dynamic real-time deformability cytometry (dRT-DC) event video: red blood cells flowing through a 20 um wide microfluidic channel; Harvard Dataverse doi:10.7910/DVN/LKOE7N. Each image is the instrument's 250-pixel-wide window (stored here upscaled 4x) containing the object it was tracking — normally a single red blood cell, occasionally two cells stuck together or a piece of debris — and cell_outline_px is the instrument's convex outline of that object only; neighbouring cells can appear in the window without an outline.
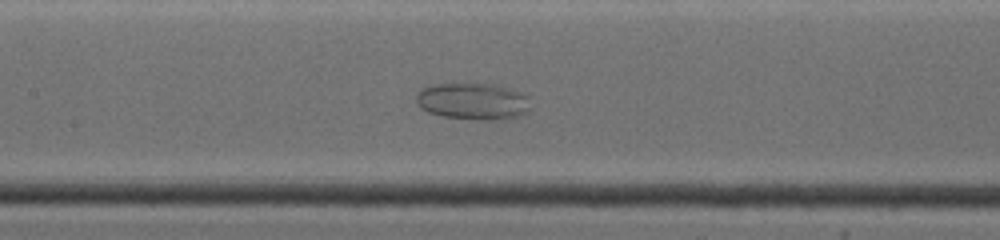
{"species": "common noctule bat (a hibernating species)", "species_latin": "Nyctalus noctula", "temperature_condition": "warm", "stored_images_in_passage": 17, "camera_frame_rate_fps": 4500, "um_per_image_px": 0.085, "animal": {"sex": "female", "body_mass_g": 19.0, "forearm_length_mm": 53.3}, "frame": {"image": 1, "passage_image": 10, "time_ms": 4.889, "image_size_px": [1000, 240], "cell_outline_px": [[528, 112], [520, 116], [500, 120], [480, 120], [444, 116], [428, 112], [420, 108], [416, 104], [416, 96], [420, 88], [432, 84], [464, 80], [496, 84], [524, 92], [528, 96]], "centroid_in_image_um": [40.18, 8.55], "position_along_channel_um": 167.2, "area_um2": 25.72}}
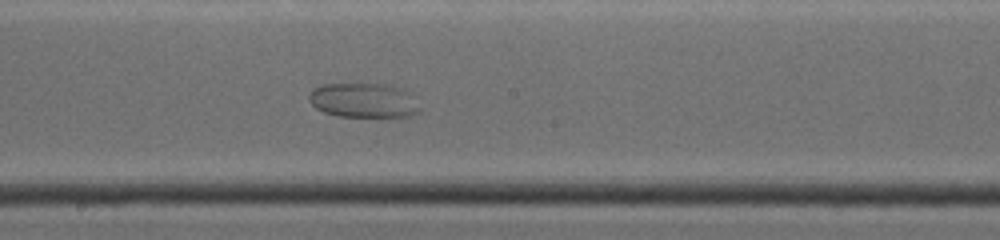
{"frame": {"image": 2, "passage_image": 12, "time_ms": 6.222, "image_size_px": [1000, 240], "cell_outline_px": [[420, 112], [412, 116], [336, 116], [324, 112], [316, 108], [308, 100], [308, 96], [312, 88], [320, 84], [368, 80], [388, 84], [400, 88], [408, 92], [420, 108]], "centroid_in_image_um": [30.85, 8.46], "position_along_channel_um": 217.4, "area_um2": 23.29}}